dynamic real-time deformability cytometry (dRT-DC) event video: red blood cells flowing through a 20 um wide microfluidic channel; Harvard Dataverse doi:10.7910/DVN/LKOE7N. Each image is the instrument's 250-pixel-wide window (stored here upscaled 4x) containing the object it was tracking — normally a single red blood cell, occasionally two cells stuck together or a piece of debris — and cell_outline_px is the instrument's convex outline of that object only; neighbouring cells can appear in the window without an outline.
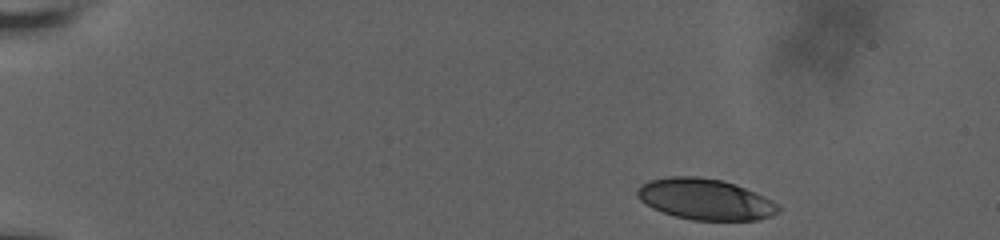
{"species": "human", "species_latin": "Homo sapiens", "temperature_condition": "room temperature", "stored_images_in_passage": 6, "camera_frame_rate_fps": 3000, "um_per_image_px": 0.085, "donor": {"sex": "male"}, "frame": {"image": 1, "passage_image": 1, "time_ms": 0.0, "image_size_px": [1000, 240], "cell_outline_px": [[780, 208], [772, 216], [756, 220], [692, 220], [676, 216], [652, 208], [640, 200], [636, 196], [636, 188], [640, 184], [648, 180], [668, 176], [696, 176], [724, 180], [736, 184], [764, 196], [780, 204]], "centroid_in_image_um": [59.92, 16.92], "position_along_channel_um": 25.1, "area_um2": 33.99}}
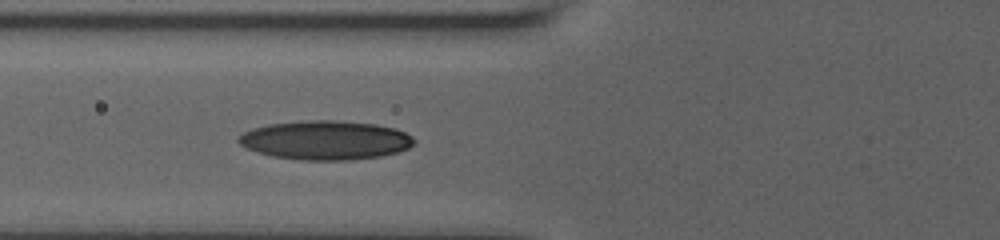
{"frame": {"image": 2, "passage_image": 6, "time_ms": 5.333, "image_size_px": [1000, 240], "cell_outline_px": [[416, 144], [400, 152], [380, 156], [348, 160], [304, 160], [272, 156], [256, 152], [240, 144], [236, 140], [244, 132], [252, 128], [268, 124], [308, 120], [336, 120], [376, 124], [392, 128], [404, 132], [412, 136], [416, 140]], "centroid_in_image_um": [27.68, 11.91], "position_along_channel_um": 98.1, "area_um2": 40.0}}